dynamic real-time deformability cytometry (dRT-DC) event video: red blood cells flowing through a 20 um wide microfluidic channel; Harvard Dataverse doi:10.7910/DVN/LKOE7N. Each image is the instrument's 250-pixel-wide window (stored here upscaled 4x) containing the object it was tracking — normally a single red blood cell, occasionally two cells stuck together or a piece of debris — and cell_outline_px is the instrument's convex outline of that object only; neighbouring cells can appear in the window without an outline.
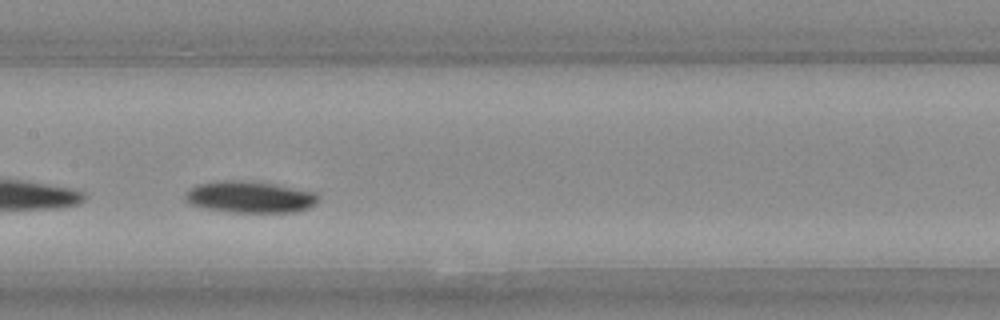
{"species": "Egyptian fruit bat (a non-hibernating species)", "species_latin": "Rousettus aegyptiacus", "temperature_condition": "warm", "stored_images_in_passage": 23, "camera_frame_rate_fps": 3000, "um_per_image_px": 0.085, "animal": {"sex": "female"}, "frame": {"image": 1, "passage_image": 10, "time_ms": 3.0, "image_size_px": [1000, 320], "cell_outline_px": [[320, 200], [316, 204], [308, 208], [296, 212], [228, 212], [204, 208], [192, 204], [184, 200], [184, 192], [188, 188], [196, 184], [224, 180], [232, 180], [272, 184], [316, 192], [320, 196]], "centroid_in_image_um": [21.22, 16.75], "position_along_channel_um": 186.2, "area_um2": 24.62}}